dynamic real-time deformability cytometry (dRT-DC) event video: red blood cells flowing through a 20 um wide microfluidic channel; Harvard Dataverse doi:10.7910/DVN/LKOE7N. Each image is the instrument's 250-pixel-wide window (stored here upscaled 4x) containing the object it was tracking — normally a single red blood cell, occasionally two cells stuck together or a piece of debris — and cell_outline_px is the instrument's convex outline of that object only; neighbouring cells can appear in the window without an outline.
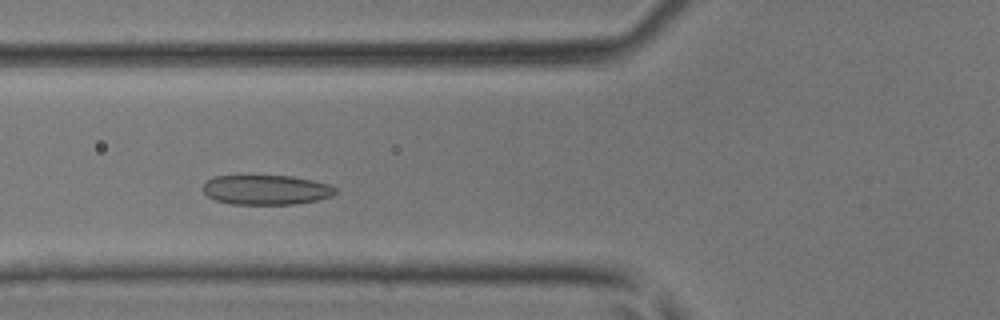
{"species": "common noctule bat (a hibernating species)", "species_latin": "Nyctalus noctula", "temperature_condition": "room temperature", "stored_images_in_passage": 10, "camera_frame_rate_fps": 3000, "um_per_image_px": 0.085, "animal": {"sex": "male", "body_mass_g": 17.9, "forearm_length_mm": 54.2}, "frame": {"image": 1, "passage_image": 5, "time_ms": 1.333, "image_size_px": [1000, 320], "cell_outline_px": [[336, 192], [332, 196], [316, 200], [296, 204], [232, 204], [216, 200], [208, 196], [200, 188], [208, 180], [216, 176], [292, 176], [312, 180], [328, 184], [336, 188]], "centroid_in_image_um": [22.62, 16.14], "position_along_channel_um": 103.2, "area_um2": 22.83}}